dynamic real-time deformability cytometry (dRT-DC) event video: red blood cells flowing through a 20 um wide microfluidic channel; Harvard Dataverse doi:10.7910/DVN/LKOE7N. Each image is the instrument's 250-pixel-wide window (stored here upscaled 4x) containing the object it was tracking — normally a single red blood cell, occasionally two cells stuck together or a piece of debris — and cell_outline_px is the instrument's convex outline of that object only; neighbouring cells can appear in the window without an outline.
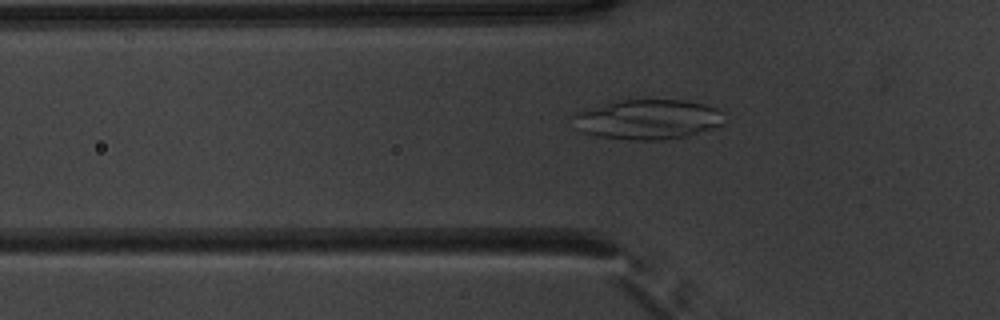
{"species": "common noctule bat (a hibernating species)", "species_latin": "Nyctalus noctula", "temperature_condition": "warm", "stored_images_in_passage": 52, "camera_frame_rate_fps": 3000, "um_per_image_px": 0.085, "animal": {"sex": "male", "body_mass_g": 20.1, "forearm_length_mm": 53.5}, "frame": {"image": 1, "passage_image": 18, "time_ms": 5.667, "image_size_px": [1000, 320], "cell_outline_px": [[724, 124], [712, 128], [684, 136], [660, 140], [632, 140], [596, 136], [584, 132], [576, 128], [568, 116], [576, 112], [612, 100], [684, 100], [704, 104], [716, 108], [720, 112]], "centroid_in_image_um": [54.96, 10.14], "position_along_channel_um": 70.8, "area_um2": 35.26}}
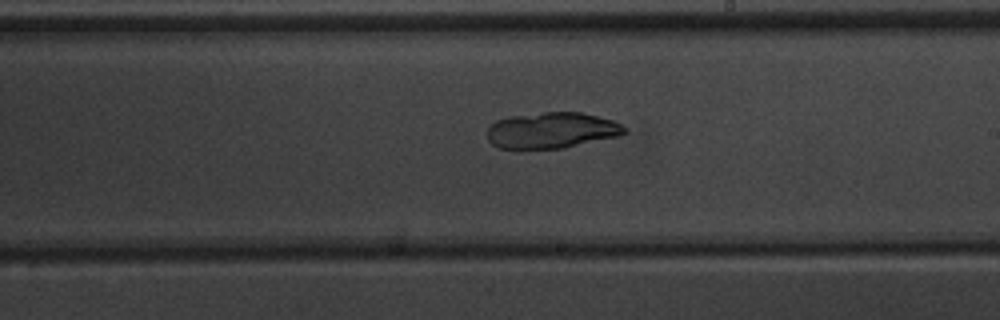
{"frame": {"image": 2, "passage_image": 31, "time_ms": 10.0, "image_size_px": [1000, 320], "cell_outline_px": [[628, 132], [620, 136], [564, 148], [520, 152], [500, 148], [492, 144], [488, 140], [488, 128], [496, 120], [508, 116], [544, 112], [580, 112], [612, 120], [628, 128]], "centroid_in_image_um": [46.86, 11.12], "position_along_channel_um": 242.1, "area_um2": 29.77}}
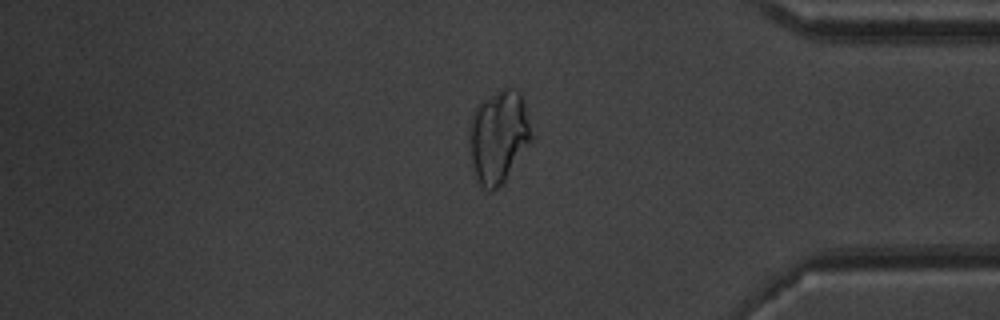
{"frame": {"image": 3, "passage_image": 44, "time_ms": 14.333, "image_size_px": [1000, 320], "cell_outline_px": [[536, 136], [504, 180], [492, 192], [484, 188], [480, 184], [476, 176], [472, 164], [468, 132], [468, 128], [472, 112], [480, 100], [500, 88], [512, 88], [520, 92], [524, 100]], "centroid_in_image_um": [42.41, 11.54], "position_along_channel_um": 392.8, "area_um2": 34.39}}